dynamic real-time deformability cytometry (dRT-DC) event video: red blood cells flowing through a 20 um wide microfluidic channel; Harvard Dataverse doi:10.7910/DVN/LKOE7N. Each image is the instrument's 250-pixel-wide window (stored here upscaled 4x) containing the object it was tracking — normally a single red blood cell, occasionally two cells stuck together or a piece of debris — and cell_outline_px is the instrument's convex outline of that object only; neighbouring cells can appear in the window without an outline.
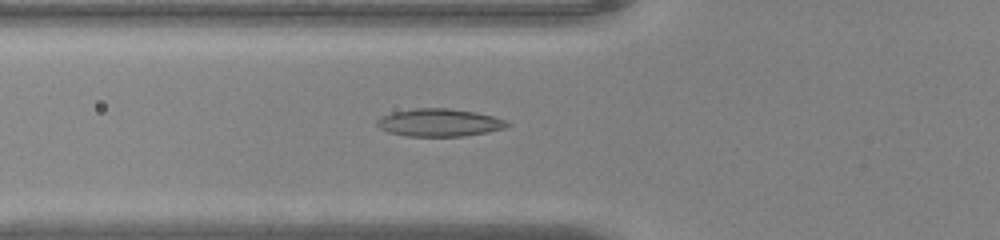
{"species": "common noctule bat (a hibernating species)", "species_latin": "Nyctalus noctula", "temperature_condition": "warm", "stored_images_in_passage": 40, "camera_frame_rate_fps": 3000, "um_per_image_px": 0.085, "animal": {"sex": "male", "body_mass_g": 20.0, "forearm_length_mm": 53.3}, "frame": {"image": 1, "passage_image": 9, "time_ms": 2.667, "image_size_px": [1000, 240], "cell_outline_px": [[512, 124], [504, 128], [488, 132], [464, 136], [408, 136], [388, 132], [380, 128], [376, 124], [376, 120], [392, 112], [416, 108], [448, 108], [476, 112], [492, 116], [504, 120]], "centroid_in_image_um": [37.35, 10.42], "position_along_channel_um": 88.5, "area_um2": 20.92}}
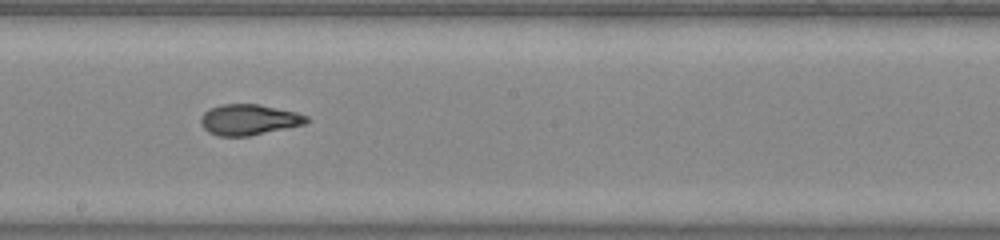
{"frame": {"image": 2, "passage_image": 19, "time_ms": 6.0, "image_size_px": [1000, 240], "cell_outline_px": [[312, 120], [304, 124], [248, 136], [216, 136], [208, 132], [200, 124], [200, 116], [208, 108], [224, 104], [260, 104], [296, 112], [308, 116]], "centroid_in_image_um": [21.13, 10.17], "position_along_channel_um": 227.1, "area_um2": 19.07}}
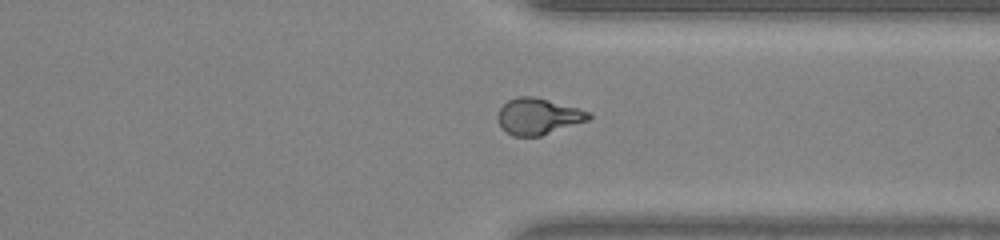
{"frame": {"image": 3, "passage_image": 29, "time_ms": 9.333, "image_size_px": [1000, 240], "cell_outline_px": [[592, 116], [588, 120], [540, 136], [512, 136], [500, 124], [496, 116], [500, 108], [508, 100], [516, 96], [532, 96], [580, 108], [592, 112]], "centroid_in_image_um": [45.76, 9.88], "position_along_channel_um": 365.6, "area_um2": 19.13}, "authors_computed_cell_mechanics": {"area_um2": 19.5942, "velocity_mm_per_s": 4.1551, "shape_relaxation_time_tau1_ms": null, "shape_relaxation_time_tau2_ms": 1.2764, "deformation_change_tau1": null, "deformation_change_tau2": 0.068}}